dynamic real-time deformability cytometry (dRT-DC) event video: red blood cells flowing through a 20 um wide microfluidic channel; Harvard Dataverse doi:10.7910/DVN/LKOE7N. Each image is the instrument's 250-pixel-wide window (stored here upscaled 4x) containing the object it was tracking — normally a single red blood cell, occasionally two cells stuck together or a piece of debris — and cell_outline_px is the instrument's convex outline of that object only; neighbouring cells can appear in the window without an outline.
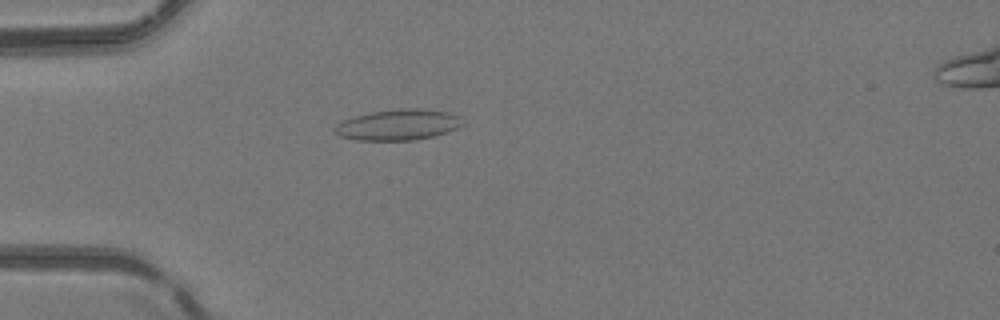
{"species": "common noctule bat (a hibernating species)", "species_latin": "Nyctalus noctula", "temperature_condition": "room temperature", "stored_images_in_passage": 50, "camera_frame_rate_fps": 3000, "um_per_image_px": 0.085, "animal": {"sex": "female", "body_mass_g": 24.6, "forearm_length_mm": 56.2}, "frame": {"image": 1, "passage_image": 15, "time_ms": 4.667, "image_size_px": [1000, 320], "cell_outline_px": [[464, 124], [448, 132], [432, 136], [412, 140], [356, 140], [340, 136], [332, 132], [332, 128], [336, 124], [344, 120], [356, 116], [372, 112], [400, 108], [416, 108], [448, 112], [460, 116]], "centroid_in_image_um": [33.82, 10.6], "position_along_channel_um": 51.2, "area_um2": 22.95}}
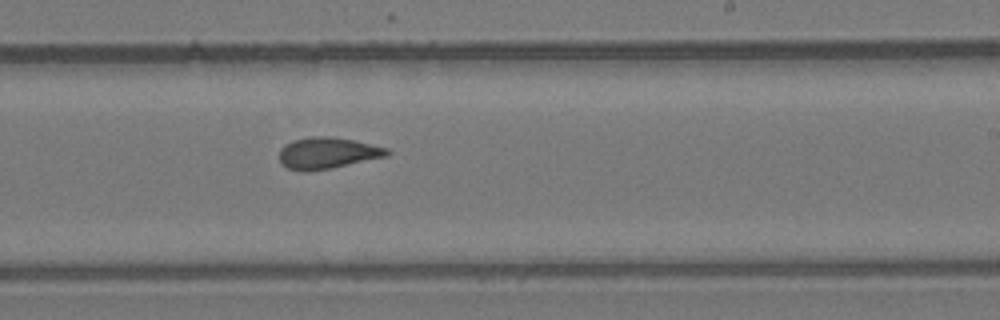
{"frame": {"image": 2, "passage_image": 31, "time_ms": 10.0, "image_size_px": [1000, 320], "cell_outline_px": [[392, 152], [388, 156], [332, 168], [308, 172], [300, 172], [288, 168], [280, 164], [280, 148], [284, 144], [292, 140], [312, 136], [332, 136], [352, 140], [388, 148]], "centroid_in_image_um": [27.81, 13.02], "position_along_channel_um": 261.2, "area_um2": 20.0}}
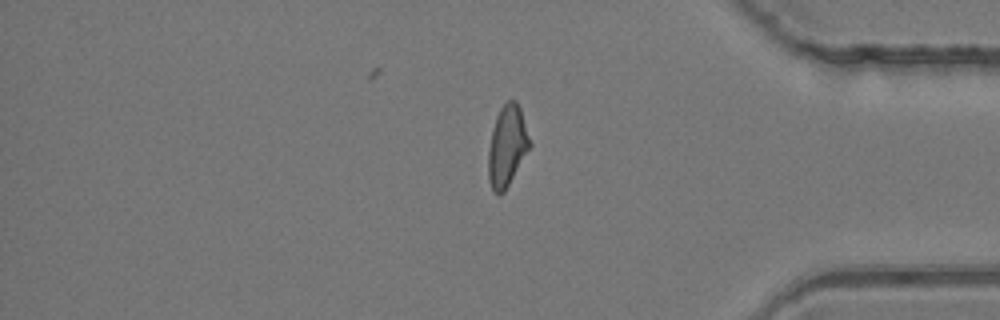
{"frame": {"image": 3, "passage_image": 42, "time_ms": 13.667, "image_size_px": [1000, 320], "cell_outline_px": [[532, 144], [504, 192], [500, 196], [492, 192], [488, 180], [488, 152], [492, 128], [496, 116], [500, 108], [508, 100], [516, 100], [520, 108]], "centroid_in_image_um": [43.09, 12.43], "position_along_channel_um": 392.1, "area_um2": 19.65}, "authors_computed_cell_mechanics": {"area_um2": 19.9699, "velocity_mm_per_s": 4.1833, "shape_relaxation_time_tau1_ms": null, "shape_relaxation_time_tau2_ms": 2.5404, "deformation_change_tau1": null, "deformation_change_tau2": 0.0935}}